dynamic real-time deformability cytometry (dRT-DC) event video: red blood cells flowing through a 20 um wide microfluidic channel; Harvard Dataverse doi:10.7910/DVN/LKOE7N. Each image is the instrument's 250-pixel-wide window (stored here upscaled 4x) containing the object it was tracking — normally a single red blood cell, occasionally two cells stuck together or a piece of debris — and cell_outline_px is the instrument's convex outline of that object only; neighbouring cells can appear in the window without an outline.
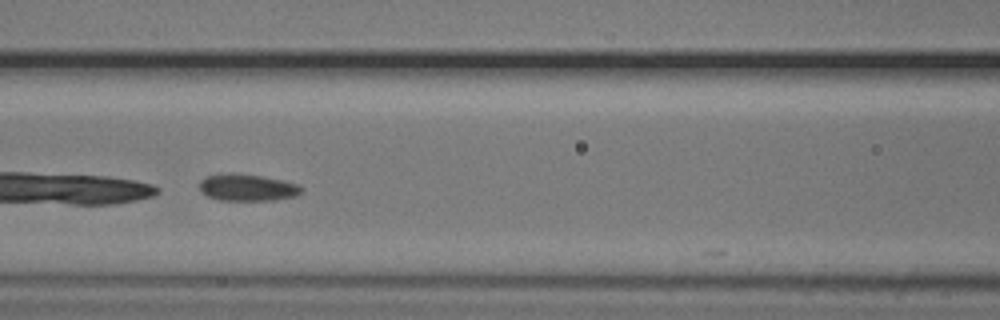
{"species": "common noctule bat (a hibernating species)", "species_latin": "Nyctalus noctula", "temperature_condition": "cold", "stored_images_in_passage": 20, "camera_frame_rate_fps": 3000, "um_per_image_px": 0.085, "animal": {"sex": "male", "body_mass_g": 20.5, "forearm_length_mm": 52.5}, "frame": {"image": 1, "passage_image": 17, "time_ms": 5.333, "image_size_px": [1000, 320], "cell_outline_px": [[304, 192], [296, 196], [272, 200], [220, 200], [208, 196], [200, 192], [200, 180], [204, 176], [228, 172], [232, 172], [260, 176], [280, 180], [296, 184], [304, 188]], "centroid_in_image_um": [21.0, 15.93], "position_along_channel_um": 145.6, "area_um2": 16.07}}